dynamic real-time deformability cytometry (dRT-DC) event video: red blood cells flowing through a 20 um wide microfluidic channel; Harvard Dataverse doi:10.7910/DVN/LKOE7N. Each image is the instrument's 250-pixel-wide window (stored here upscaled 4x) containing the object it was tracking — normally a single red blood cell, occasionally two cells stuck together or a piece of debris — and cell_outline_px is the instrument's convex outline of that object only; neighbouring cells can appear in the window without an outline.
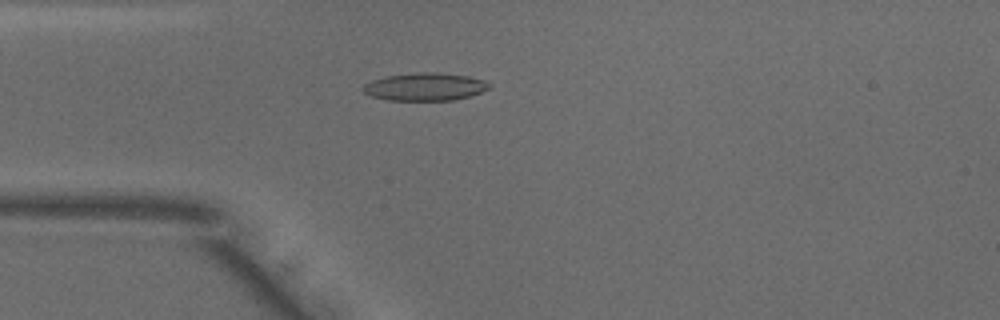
{"species": "common noctule bat (a hibernating species)", "species_latin": "Nyctalus noctula", "temperature_condition": "warm", "stored_images_in_passage": 50, "camera_frame_rate_fps": 3000, "um_per_image_px": 0.085, "animal": {"sex": "male", "body_mass_g": 18.8}, "frame": {"image": 1, "passage_image": 13, "time_ms": 4.0, "image_size_px": [1000, 320], "cell_outline_px": [[492, 88], [468, 96], [452, 100], [388, 100], [372, 96], [364, 92], [360, 88], [364, 84], [372, 80], [388, 76], [416, 72], [440, 72], [468, 76], [484, 80], [492, 84]], "centroid_in_image_um": [36.14, 7.36], "position_along_channel_um": 48.9, "area_um2": 20.46}}
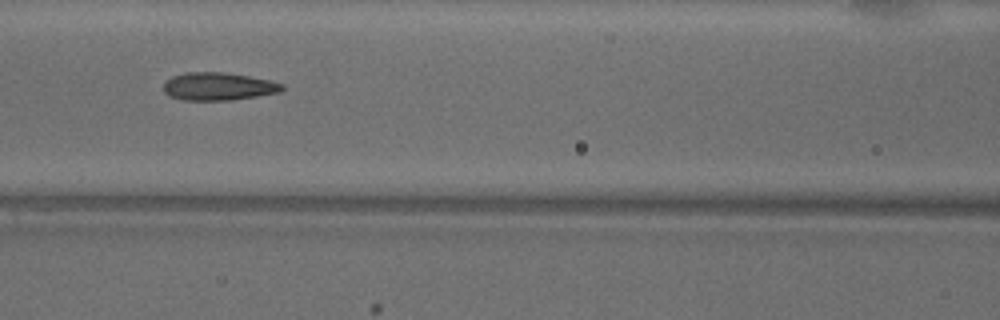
{"frame": {"image": 2, "passage_image": 21, "time_ms": 6.667, "image_size_px": [1000, 320], "cell_outline_px": [[284, 88], [280, 92], [232, 100], [184, 100], [168, 96], [164, 92], [164, 80], [172, 76], [184, 72], [224, 72], [248, 76], [268, 80], [284, 84]], "centroid_in_image_um": [18.51, 7.34], "position_along_channel_um": 148.1, "area_um2": 19.31}}
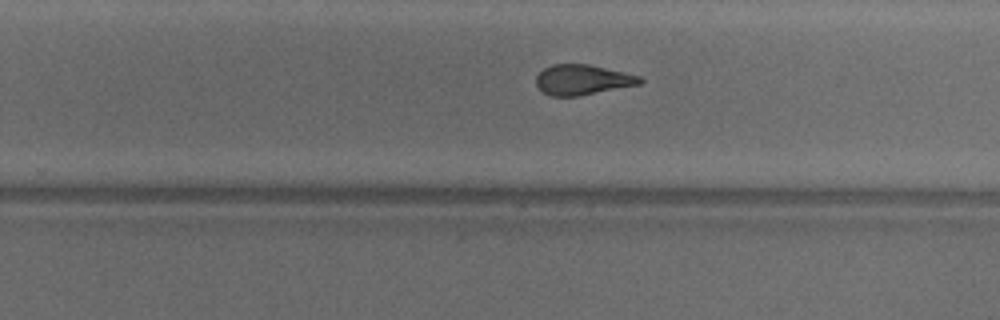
{"frame": {"image": 3, "passage_image": 31, "time_ms": 10.0, "image_size_px": [1000, 320], "cell_outline_px": [[644, 80], [640, 84], [580, 96], [552, 96], [544, 92], [536, 84], [536, 76], [544, 68], [552, 64], [588, 64], [640, 76]], "centroid_in_image_um": [49.51, 6.78], "position_along_channel_um": 280.3, "area_um2": 18.15}, "authors_computed_cell_mechanics": {"area_um2": 19.363, "velocity_mm_per_s": 3.9715, "shape_relaxation_time_tau1_ms": 9.0615, "shape_relaxation_time_tau2_ms": 1.787, "deformation_change_tau1": 0.2561, "deformation_change_tau2": 0.0975}}